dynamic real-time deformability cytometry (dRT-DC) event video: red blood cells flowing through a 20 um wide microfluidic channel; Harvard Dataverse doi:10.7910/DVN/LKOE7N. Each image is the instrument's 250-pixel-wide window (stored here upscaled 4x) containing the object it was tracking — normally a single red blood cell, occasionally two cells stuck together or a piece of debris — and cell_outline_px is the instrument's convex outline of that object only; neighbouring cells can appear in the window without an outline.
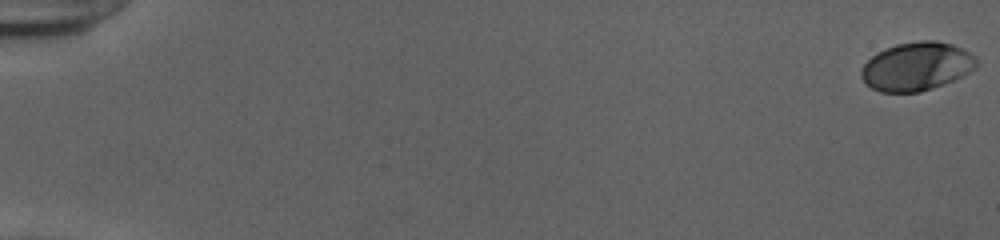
{"species": "human", "species_latin": "Homo sapiens", "temperature_condition": "cold", "stored_images_in_passage": 55, "camera_frame_rate_fps": 3000, "um_per_image_px": 0.085, "donor": {"sex": "female"}, "frame": {"image": 1, "passage_image": 1, "time_ms": 0.0, "image_size_px": [1000, 240], "cell_outline_px": [[976, 64], [968, 72], [952, 80], [932, 88], [920, 92], [880, 92], [864, 84], [860, 76], [860, 72], [864, 64], [876, 52], [884, 48], [896, 44], [920, 40], [932, 40], [952, 44], [968, 52], [976, 60]], "centroid_in_image_um": [77.82, 5.64], "position_along_channel_um": 7.2, "area_um2": 32.25}}
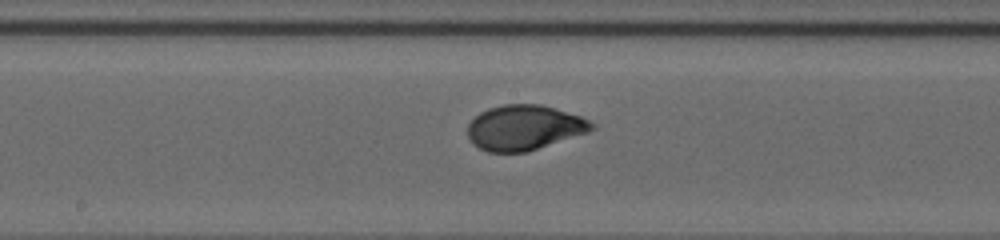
{"frame": {"image": 2, "passage_image": 31, "time_ms": 10.0, "image_size_px": [1000, 240], "cell_outline_px": [[596, 128], [588, 132], [524, 152], [488, 152], [472, 144], [468, 136], [468, 124], [480, 112], [488, 108], [504, 104], [540, 104], [580, 116], [596, 124]], "centroid_in_image_um": [44.54, 10.84], "position_along_channel_um": 203.7, "area_um2": 32.31}}
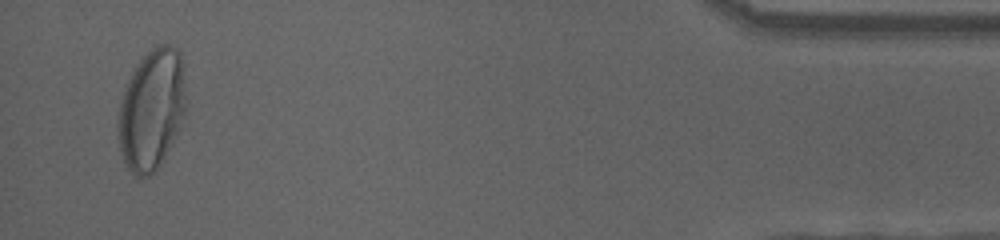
{"frame": {"image": 3, "passage_image": 53, "time_ms": 17.333, "image_size_px": [1000, 240], "cell_outline_px": [[184, 116], [160, 164], [148, 176], [136, 176], [128, 168], [120, 156], [116, 124], [120, 100], [124, 88], [132, 72], [140, 60], [156, 44], [168, 44], [176, 48], [180, 52], [184, 100]], "centroid_in_image_um": [12.82, 9.32], "position_along_channel_um": 422.4, "area_um2": 47.11}, "authors_computed_cell_mechanics": {"area_um2": 32.2524, "velocity_mm_per_s": 3.8925, "shape_relaxation_time_tau1_ms": 3.6385, "shape_relaxation_time_tau2_ms": null, "deformation_change_tau1": 0.1829, "deformation_change_tau2": null}}